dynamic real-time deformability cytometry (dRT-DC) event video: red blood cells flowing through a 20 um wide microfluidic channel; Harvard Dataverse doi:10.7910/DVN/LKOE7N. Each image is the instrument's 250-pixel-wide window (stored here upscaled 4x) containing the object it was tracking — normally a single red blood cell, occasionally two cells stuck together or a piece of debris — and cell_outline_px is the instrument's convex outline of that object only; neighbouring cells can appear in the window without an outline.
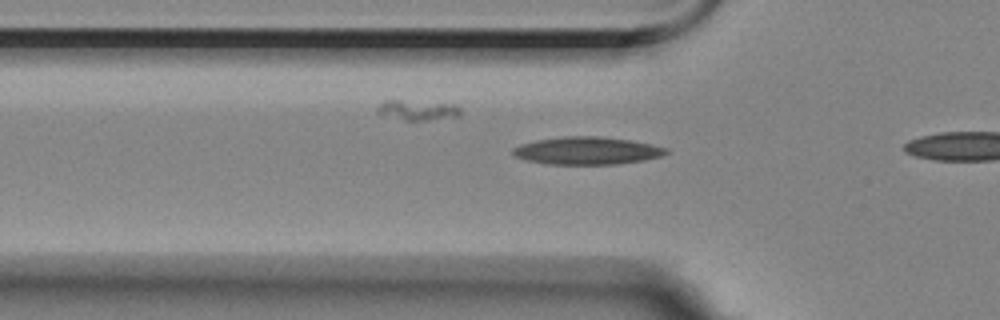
{"species": "Egyptian fruit bat (a non-hibernating species)", "species_latin": "Rousettus aegyptiacus", "temperature_condition": "room temperature", "stored_images_in_passage": 9, "camera_frame_rate_fps": 3000, "um_per_image_px": 0.085, "animal": {"sex": "female"}, "frame": {"image": 1, "passage_image": 7, "time_ms": 2.0, "image_size_px": [1000, 320], "cell_outline_px": [[668, 152], [660, 156], [644, 160], [616, 164], [548, 164], [528, 160], [516, 156], [512, 152], [512, 148], [520, 144], [536, 140], [564, 136], [600, 136], [632, 140], [668, 148]], "centroid_in_image_um": [49.9, 12.8], "position_along_channel_um": 75.9, "area_um2": 24.57}}